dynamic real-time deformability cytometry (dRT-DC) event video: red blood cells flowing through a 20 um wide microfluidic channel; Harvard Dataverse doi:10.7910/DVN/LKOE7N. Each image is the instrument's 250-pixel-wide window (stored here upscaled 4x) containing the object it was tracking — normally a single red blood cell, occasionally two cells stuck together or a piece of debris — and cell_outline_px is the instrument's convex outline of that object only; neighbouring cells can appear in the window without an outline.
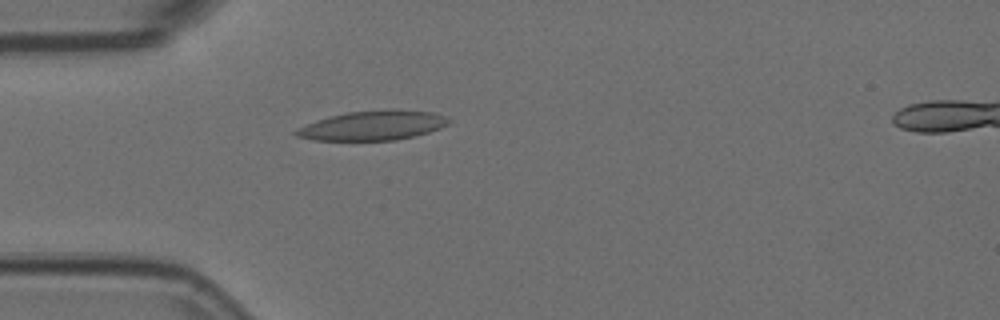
{"species": "Egyptian fruit bat (a non-hibernating species)", "species_latin": "Rousettus aegyptiacus", "temperature_condition": "room temperature", "stored_images_in_passage": 35, "camera_frame_rate_fps": 3000, "um_per_image_px": 0.085, "animal": {"sex": "female"}, "frame": {"image": 1, "passage_image": 1, "time_ms": 0.0, "image_size_px": [1000, 320], "cell_outline_px": [[452, 120], [448, 124], [440, 128], [416, 136], [396, 140], [316, 140], [296, 136], [292, 132], [296, 128], [316, 120], [328, 116], [348, 112], [392, 108], [396, 108], [432, 112], [444, 116]], "centroid_in_image_um": [31.7, 10.65], "position_along_channel_um": 53.3, "area_um2": 26.59}}
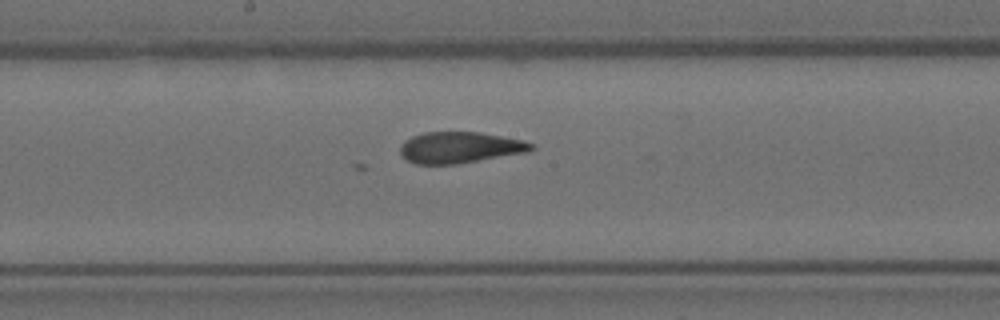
{"frame": {"image": 2, "passage_image": 14, "time_ms": 4.333, "image_size_px": [1000, 320], "cell_outline_px": [[536, 148], [532, 152], [456, 164], [416, 164], [408, 160], [400, 152], [400, 144], [404, 140], [412, 136], [424, 132], [480, 132], [524, 140], [532, 144]], "centroid_in_image_um": [39.14, 12.53], "position_along_channel_um": 209.1, "area_um2": 24.1}}
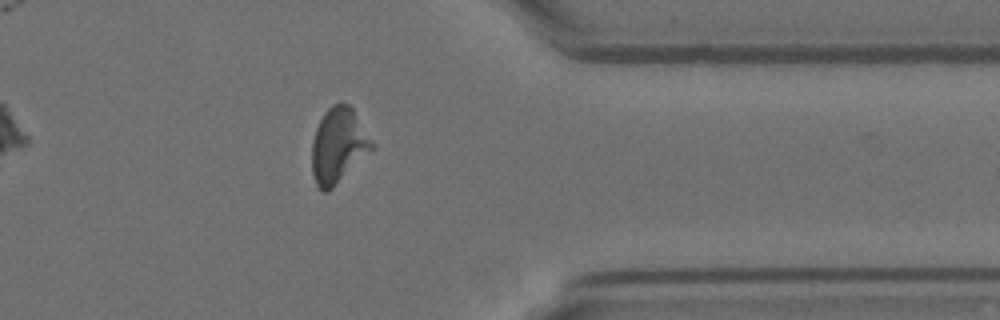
{"frame": {"image": 3, "passage_image": 29, "time_ms": 9.333, "image_size_px": [1000, 320], "cell_outline_px": [[376, 148], [328, 192], [320, 192], [316, 184], [312, 172], [312, 140], [316, 128], [324, 112], [332, 104], [348, 104], [352, 108], [376, 144]], "centroid_in_image_um": [28.78, 12.4], "position_along_channel_um": 382.6, "area_um2": 26.65}}